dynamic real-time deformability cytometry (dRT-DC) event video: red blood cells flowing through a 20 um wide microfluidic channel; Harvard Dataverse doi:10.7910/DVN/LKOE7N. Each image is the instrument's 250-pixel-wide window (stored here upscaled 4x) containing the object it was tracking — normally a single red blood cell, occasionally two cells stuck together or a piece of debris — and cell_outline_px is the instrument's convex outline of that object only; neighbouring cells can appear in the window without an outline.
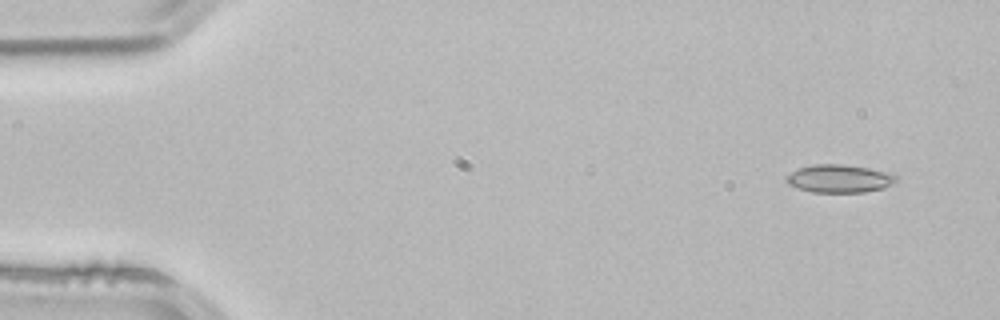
{"species": "common noctule bat (a hibernating species)", "species_latin": "Nyctalus noctula", "temperature_condition": "room temperature", "stored_images_in_passage": 3, "camera_frame_rate_fps": 3000, "um_per_image_px": 0.085, "animal": {"sex": "male", "body_mass_g": 21.5, "forearm_length_mm": 52.0}, "frame": {"image": 1, "passage_image": 1, "time_ms": 0.0, "image_size_px": [1000, 320], "cell_outline_px": [[896, 180], [884, 188], [864, 192], [812, 192], [796, 188], [788, 184], [784, 180], [784, 176], [800, 168], [816, 164], [840, 164], [868, 168], [884, 172], [896, 176]], "centroid_in_image_um": [71.27, 15.19], "position_along_channel_um": 13.7, "area_um2": 17.69}}
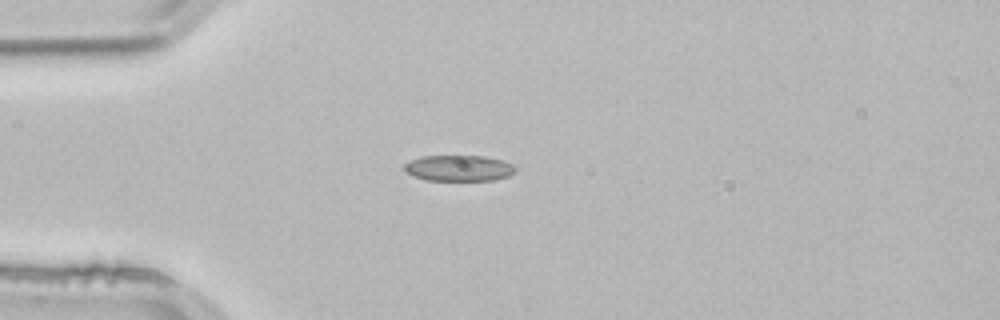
{"frame": {"image": 2, "passage_image": 3, "time_ms": 0.667, "image_size_px": [1000, 320], "cell_outline_px": [[516, 172], [508, 176], [492, 180], [424, 180], [412, 176], [404, 172], [404, 164], [420, 156], [484, 156], [504, 160], [512, 164], [516, 168]], "centroid_in_image_um": [38.99, 14.29], "position_along_channel_um": 46.0, "area_um2": 16.94}}